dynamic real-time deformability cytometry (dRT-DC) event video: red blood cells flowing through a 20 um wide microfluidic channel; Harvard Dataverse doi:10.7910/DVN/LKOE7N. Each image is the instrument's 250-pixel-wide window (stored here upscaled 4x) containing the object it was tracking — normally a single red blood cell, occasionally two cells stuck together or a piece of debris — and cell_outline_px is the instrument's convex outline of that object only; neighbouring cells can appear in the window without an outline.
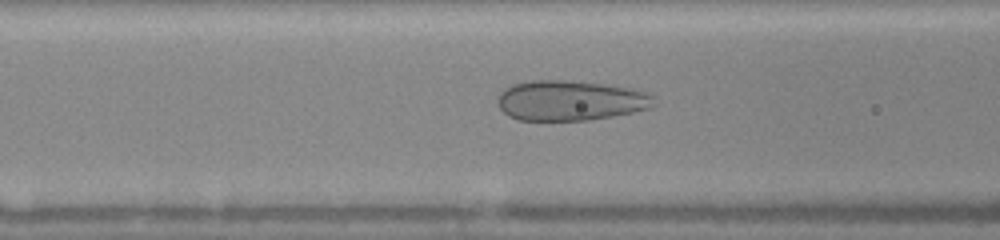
{"species": "human", "species_latin": "Homo sapiens", "temperature_condition": "warm", "stored_images_in_passage": 48, "camera_frame_rate_fps": 3000, "um_per_image_px": 0.085, "donor": {"sex": "female"}, "frame": {"image": 1, "passage_image": 21, "time_ms": 6.333, "image_size_px": [1000, 240], "cell_outline_px": [[656, 104], [652, 108], [612, 116], [588, 120], [520, 120], [508, 116], [500, 108], [496, 100], [500, 92], [512, 84], [532, 80], [572, 80], [608, 84], [632, 88], [644, 92], [652, 96]], "centroid_in_image_um": [48.47, 8.53], "position_along_channel_um": 118.1, "area_um2": 36.82}}
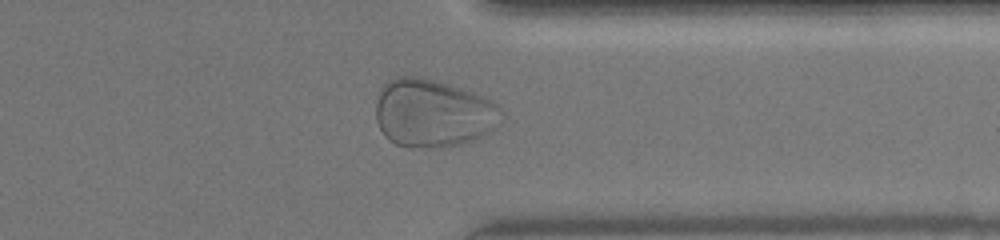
{"frame": {"image": 2, "passage_image": 40, "time_ms": 12.667, "image_size_px": [1000, 240], "cell_outline_px": [[504, 120], [496, 128], [484, 136], [460, 144], [440, 148], [428, 148], [396, 144], [388, 140], [384, 136], [376, 120], [376, 100], [380, 88], [388, 80], [396, 76], [420, 76], [448, 84], [484, 96], [492, 100], [500, 108], [504, 116]], "centroid_in_image_um": [36.82, 9.62], "position_along_channel_um": 374.6, "area_um2": 50.4}}
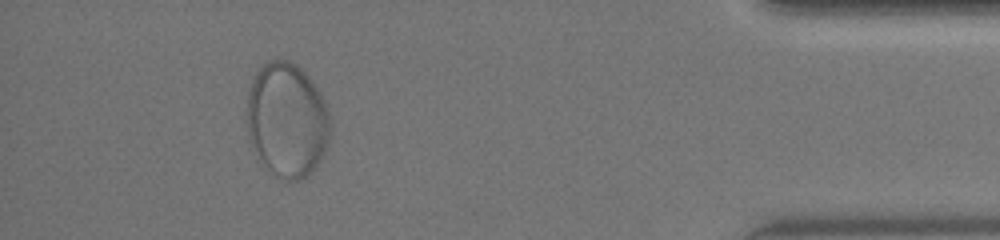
{"frame": {"image": 3, "passage_image": 44, "time_ms": 14.667, "image_size_px": [1000, 240], "cell_outline_px": [[328, 148], [316, 168], [308, 176], [300, 180], [284, 180], [276, 176], [260, 164], [248, 140], [244, 112], [244, 108], [248, 92], [252, 80], [256, 72], [268, 60], [288, 60], [296, 64], [308, 76], [320, 92], [324, 100], [328, 112]], "centroid_in_image_um": [24.34, 10.24], "position_along_channel_um": 410.9, "area_um2": 56.76}}